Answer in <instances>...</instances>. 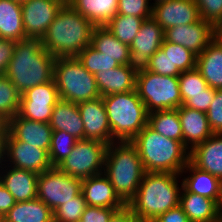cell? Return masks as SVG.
I'll return each mask as SVG.
<instances>
[{"label": "cell", "instance_id": "obj_1", "mask_svg": "<svg viewBox=\"0 0 222 222\" xmlns=\"http://www.w3.org/2000/svg\"><path fill=\"white\" fill-rule=\"evenodd\" d=\"M182 176L175 173L146 172L127 207L140 222H153L160 214L179 205ZM180 186V187H179Z\"/></svg>", "mask_w": 222, "mask_h": 222}, {"label": "cell", "instance_id": "obj_2", "mask_svg": "<svg viewBox=\"0 0 222 222\" xmlns=\"http://www.w3.org/2000/svg\"><path fill=\"white\" fill-rule=\"evenodd\" d=\"M54 61L55 57L42 46L40 39L19 40L15 43L14 54L5 75L23 94L53 79Z\"/></svg>", "mask_w": 222, "mask_h": 222}, {"label": "cell", "instance_id": "obj_3", "mask_svg": "<svg viewBox=\"0 0 222 222\" xmlns=\"http://www.w3.org/2000/svg\"><path fill=\"white\" fill-rule=\"evenodd\" d=\"M95 26L66 3L41 39L42 46L55 58L76 57L91 44Z\"/></svg>", "mask_w": 222, "mask_h": 222}, {"label": "cell", "instance_id": "obj_4", "mask_svg": "<svg viewBox=\"0 0 222 222\" xmlns=\"http://www.w3.org/2000/svg\"><path fill=\"white\" fill-rule=\"evenodd\" d=\"M137 149L145 172L180 174L190 151L181 141L166 138L148 124L130 141Z\"/></svg>", "mask_w": 222, "mask_h": 222}, {"label": "cell", "instance_id": "obj_5", "mask_svg": "<svg viewBox=\"0 0 222 222\" xmlns=\"http://www.w3.org/2000/svg\"><path fill=\"white\" fill-rule=\"evenodd\" d=\"M145 173L137 149L130 141L107 146L103 174L126 204L135 196Z\"/></svg>", "mask_w": 222, "mask_h": 222}, {"label": "cell", "instance_id": "obj_6", "mask_svg": "<svg viewBox=\"0 0 222 222\" xmlns=\"http://www.w3.org/2000/svg\"><path fill=\"white\" fill-rule=\"evenodd\" d=\"M114 142L131 141L148 124V111L136 90L102 96Z\"/></svg>", "mask_w": 222, "mask_h": 222}, {"label": "cell", "instance_id": "obj_7", "mask_svg": "<svg viewBox=\"0 0 222 222\" xmlns=\"http://www.w3.org/2000/svg\"><path fill=\"white\" fill-rule=\"evenodd\" d=\"M53 78L61 100L78 104L101 97L94 74L77 57H56Z\"/></svg>", "mask_w": 222, "mask_h": 222}, {"label": "cell", "instance_id": "obj_8", "mask_svg": "<svg viewBox=\"0 0 222 222\" xmlns=\"http://www.w3.org/2000/svg\"><path fill=\"white\" fill-rule=\"evenodd\" d=\"M135 90L148 113L182 106L178 77L163 76L146 70L136 74Z\"/></svg>", "mask_w": 222, "mask_h": 222}, {"label": "cell", "instance_id": "obj_9", "mask_svg": "<svg viewBox=\"0 0 222 222\" xmlns=\"http://www.w3.org/2000/svg\"><path fill=\"white\" fill-rule=\"evenodd\" d=\"M107 146L97 140H77L71 154L57 167L67 175L81 180L102 174Z\"/></svg>", "mask_w": 222, "mask_h": 222}, {"label": "cell", "instance_id": "obj_10", "mask_svg": "<svg viewBox=\"0 0 222 222\" xmlns=\"http://www.w3.org/2000/svg\"><path fill=\"white\" fill-rule=\"evenodd\" d=\"M82 181L52 167L38 175L37 198L54 211L82 192Z\"/></svg>", "mask_w": 222, "mask_h": 222}, {"label": "cell", "instance_id": "obj_11", "mask_svg": "<svg viewBox=\"0 0 222 222\" xmlns=\"http://www.w3.org/2000/svg\"><path fill=\"white\" fill-rule=\"evenodd\" d=\"M163 40L164 30L162 27L152 17L145 19L129 46L128 67L136 74L146 71L151 56L161 48Z\"/></svg>", "mask_w": 222, "mask_h": 222}, {"label": "cell", "instance_id": "obj_12", "mask_svg": "<svg viewBox=\"0 0 222 222\" xmlns=\"http://www.w3.org/2000/svg\"><path fill=\"white\" fill-rule=\"evenodd\" d=\"M60 100L54 78L36 85L21 95L18 115L29 120L49 123L55 104Z\"/></svg>", "mask_w": 222, "mask_h": 222}, {"label": "cell", "instance_id": "obj_13", "mask_svg": "<svg viewBox=\"0 0 222 222\" xmlns=\"http://www.w3.org/2000/svg\"><path fill=\"white\" fill-rule=\"evenodd\" d=\"M66 4L64 0H28L21 4L26 39H42L49 25Z\"/></svg>", "mask_w": 222, "mask_h": 222}, {"label": "cell", "instance_id": "obj_14", "mask_svg": "<svg viewBox=\"0 0 222 222\" xmlns=\"http://www.w3.org/2000/svg\"><path fill=\"white\" fill-rule=\"evenodd\" d=\"M5 164L37 174L52 168L49 153L23 141L14 139L9 133L6 138Z\"/></svg>", "mask_w": 222, "mask_h": 222}, {"label": "cell", "instance_id": "obj_15", "mask_svg": "<svg viewBox=\"0 0 222 222\" xmlns=\"http://www.w3.org/2000/svg\"><path fill=\"white\" fill-rule=\"evenodd\" d=\"M214 38L215 27L203 19L193 24L178 25L164 30L165 41L182 45L197 56Z\"/></svg>", "mask_w": 222, "mask_h": 222}, {"label": "cell", "instance_id": "obj_16", "mask_svg": "<svg viewBox=\"0 0 222 222\" xmlns=\"http://www.w3.org/2000/svg\"><path fill=\"white\" fill-rule=\"evenodd\" d=\"M152 18L166 30L199 21L200 13L194 0H166L153 5Z\"/></svg>", "mask_w": 222, "mask_h": 222}, {"label": "cell", "instance_id": "obj_17", "mask_svg": "<svg viewBox=\"0 0 222 222\" xmlns=\"http://www.w3.org/2000/svg\"><path fill=\"white\" fill-rule=\"evenodd\" d=\"M84 124V139L97 140L107 145L113 143L103 98L77 104Z\"/></svg>", "mask_w": 222, "mask_h": 222}, {"label": "cell", "instance_id": "obj_18", "mask_svg": "<svg viewBox=\"0 0 222 222\" xmlns=\"http://www.w3.org/2000/svg\"><path fill=\"white\" fill-rule=\"evenodd\" d=\"M8 133L18 141L26 142L49 153L53 129L49 123L37 122L18 114L5 124Z\"/></svg>", "mask_w": 222, "mask_h": 222}, {"label": "cell", "instance_id": "obj_19", "mask_svg": "<svg viewBox=\"0 0 222 222\" xmlns=\"http://www.w3.org/2000/svg\"><path fill=\"white\" fill-rule=\"evenodd\" d=\"M37 173L4 164L0 168V183L11 193L16 202L37 198Z\"/></svg>", "mask_w": 222, "mask_h": 222}, {"label": "cell", "instance_id": "obj_20", "mask_svg": "<svg viewBox=\"0 0 222 222\" xmlns=\"http://www.w3.org/2000/svg\"><path fill=\"white\" fill-rule=\"evenodd\" d=\"M82 194L88 206L110 209H123L127 206L103 173L84 179Z\"/></svg>", "mask_w": 222, "mask_h": 222}, {"label": "cell", "instance_id": "obj_21", "mask_svg": "<svg viewBox=\"0 0 222 222\" xmlns=\"http://www.w3.org/2000/svg\"><path fill=\"white\" fill-rule=\"evenodd\" d=\"M178 117L182 128L183 145L189 151L214 134L204 112L182 105L178 108Z\"/></svg>", "mask_w": 222, "mask_h": 222}, {"label": "cell", "instance_id": "obj_22", "mask_svg": "<svg viewBox=\"0 0 222 222\" xmlns=\"http://www.w3.org/2000/svg\"><path fill=\"white\" fill-rule=\"evenodd\" d=\"M186 173L187 176L183 175ZM180 175L183 176L182 185L188 192L213 199L222 207V181L219 178L198 169L190 161Z\"/></svg>", "mask_w": 222, "mask_h": 222}, {"label": "cell", "instance_id": "obj_23", "mask_svg": "<svg viewBox=\"0 0 222 222\" xmlns=\"http://www.w3.org/2000/svg\"><path fill=\"white\" fill-rule=\"evenodd\" d=\"M189 161L222 181V134H213L196 145L190 151Z\"/></svg>", "mask_w": 222, "mask_h": 222}, {"label": "cell", "instance_id": "obj_24", "mask_svg": "<svg viewBox=\"0 0 222 222\" xmlns=\"http://www.w3.org/2000/svg\"><path fill=\"white\" fill-rule=\"evenodd\" d=\"M179 206L190 222H222V207L215 200L188 192L184 187Z\"/></svg>", "mask_w": 222, "mask_h": 222}, {"label": "cell", "instance_id": "obj_25", "mask_svg": "<svg viewBox=\"0 0 222 222\" xmlns=\"http://www.w3.org/2000/svg\"><path fill=\"white\" fill-rule=\"evenodd\" d=\"M94 76L101 97L135 90L136 73L128 65L98 71Z\"/></svg>", "mask_w": 222, "mask_h": 222}, {"label": "cell", "instance_id": "obj_26", "mask_svg": "<svg viewBox=\"0 0 222 222\" xmlns=\"http://www.w3.org/2000/svg\"><path fill=\"white\" fill-rule=\"evenodd\" d=\"M196 68L208 86L222 89V41L216 37L197 56Z\"/></svg>", "mask_w": 222, "mask_h": 222}, {"label": "cell", "instance_id": "obj_27", "mask_svg": "<svg viewBox=\"0 0 222 222\" xmlns=\"http://www.w3.org/2000/svg\"><path fill=\"white\" fill-rule=\"evenodd\" d=\"M53 131H65L77 140L84 139V124L76 103L59 100L49 121Z\"/></svg>", "mask_w": 222, "mask_h": 222}, {"label": "cell", "instance_id": "obj_28", "mask_svg": "<svg viewBox=\"0 0 222 222\" xmlns=\"http://www.w3.org/2000/svg\"><path fill=\"white\" fill-rule=\"evenodd\" d=\"M67 3L94 26H105L117 14L118 0H69Z\"/></svg>", "mask_w": 222, "mask_h": 222}, {"label": "cell", "instance_id": "obj_29", "mask_svg": "<svg viewBox=\"0 0 222 222\" xmlns=\"http://www.w3.org/2000/svg\"><path fill=\"white\" fill-rule=\"evenodd\" d=\"M94 49L114 59L119 65H127L130 47L120 42L105 26H95L91 36Z\"/></svg>", "mask_w": 222, "mask_h": 222}, {"label": "cell", "instance_id": "obj_30", "mask_svg": "<svg viewBox=\"0 0 222 222\" xmlns=\"http://www.w3.org/2000/svg\"><path fill=\"white\" fill-rule=\"evenodd\" d=\"M0 38L13 41L26 39L20 3L0 0Z\"/></svg>", "mask_w": 222, "mask_h": 222}, {"label": "cell", "instance_id": "obj_31", "mask_svg": "<svg viewBox=\"0 0 222 222\" xmlns=\"http://www.w3.org/2000/svg\"><path fill=\"white\" fill-rule=\"evenodd\" d=\"M3 222H54L53 211L38 198L16 202Z\"/></svg>", "mask_w": 222, "mask_h": 222}, {"label": "cell", "instance_id": "obj_32", "mask_svg": "<svg viewBox=\"0 0 222 222\" xmlns=\"http://www.w3.org/2000/svg\"><path fill=\"white\" fill-rule=\"evenodd\" d=\"M148 125L164 137L181 141L183 143L178 109H167L149 113Z\"/></svg>", "mask_w": 222, "mask_h": 222}, {"label": "cell", "instance_id": "obj_33", "mask_svg": "<svg viewBox=\"0 0 222 222\" xmlns=\"http://www.w3.org/2000/svg\"><path fill=\"white\" fill-rule=\"evenodd\" d=\"M161 49L171 60V76L196 68L197 55L184 46L163 40Z\"/></svg>", "mask_w": 222, "mask_h": 222}, {"label": "cell", "instance_id": "obj_34", "mask_svg": "<svg viewBox=\"0 0 222 222\" xmlns=\"http://www.w3.org/2000/svg\"><path fill=\"white\" fill-rule=\"evenodd\" d=\"M21 93L6 75H0V121L6 124L18 114Z\"/></svg>", "mask_w": 222, "mask_h": 222}, {"label": "cell", "instance_id": "obj_35", "mask_svg": "<svg viewBox=\"0 0 222 222\" xmlns=\"http://www.w3.org/2000/svg\"><path fill=\"white\" fill-rule=\"evenodd\" d=\"M144 20V18H138L135 16L116 14L105 27L120 42L130 46L133 39L138 34Z\"/></svg>", "mask_w": 222, "mask_h": 222}, {"label": "cell", "instance_id": "obj_36", "mask_svg": "<svg viewBox=\"0 0 222 222\" xmlns=\"http://www.w3.org/2000/svg\"><path fill=\"white\" fill-rule=\"evenodd\" d=\"M76 57L83 64L84 68L94 75L98 71L104 72L119 66L114 59L103 55V53L97 51L91 45H88Z\"/></svg>", "mask_w": 222, "mask_h": 222}, {"label": "cell", "instance_id": "obj_37", "mask_svg": "<svg viewBox=\"0 0 222 222\" xmlns=\"http://www.w3.org/2000/svg\"><path fill=\"white\" fill-rule=\"evenodd\" d=\"M76 141V138L65 131L52 132L49 158L53 167H57L71 154Z\"/></svg>", "mask_w": 222, "mask_h": 222}, {"label": "cell", "instance_id": "obj_38", "mask_svg": "<svg viewBox=\"0 0 222 222\" xmlns=\"http://www.w3.org/2000/svg\"><path fill=\"white\" fill-rule=\"evenodd\" d=\"M178 79L182 102L189 95L207 94L209 86L197 68L181 72Z\"/></svg>", "mask_w": 222, "mask_h": 222}, {"label": "cell", "instance_id": "obj_39", "mask_svg": "<svg viewBox=\"0 0 222 222\" xmlns=\"http://www.w3.org/2000/svg\"><path fill=\"white\" fill-rule=\"evenodd\" d=\"M87 204L82 192L53 211L54 222H76L81 219Z\"/></svg>", "mask_w": 222, "mask_h": 222}, {"label": "cell", "instance_id": "obj_40", "mask_svg": "<svg viewBox=\"0 0 222 222\" xmlns=\"http://www.w3.org/2000/svg\"><path fill=\"white\" fill-rule=\"evenodd\" d=\"M151 0H118L117 14L148 19L152 17Z\"/></svg>", "mask_w": 222, "mask_h": 222}, {"label": "cell", "instance_id": "obj_41", "mask_svg": "<svg viewBox=\"0 0 222 222\" xmlns=\"http://www.w3.org/2000/svg\"><path fill=\"white\" fill-rule=\"evenodd\" d=\"M200 18L214 27L222 20V0H194Z\"/></svg>", "mask_w": 222, "mask_h": 222}, {"label": "cell", "instance_id": "obj_42", "mask_svg": "<svg viewBox=\"0 0 222 222\" xmlns=\"http://www.w3.org/2000/svg\"><path fill=\"white\" fill-rule=\"evenodd\" d=\"M206 115L213 133L222 134V89H215L214 99Z\"/></svg>", "mask_w": 222, "mask_h": 222}, {"label": "cell", "instance_id": "obj_43", "mask_svg": "<svg viewBox=\"0 0 222 222\" xmlns=\"http://www.w3.org/2000/svg\"><path fill=\"white\" fill-rule=\"evenodd\" d=\"M215 96V89L208 87L207 94L189 95L182 105L206 113Z\"/></svg>", "mask_w": 222, "mask_h": 222}, {"label": "cell", "instance_id": "obj_44", "mask_svg": "<svg viewBox=\"0 0 222 222\" xmlns=\"http://www.w3.org/2000/svg\"><path fill=\"white\" fill-rule=\"evenodd\" d=\"M147 70L159 75L171 76V60L168 54H165L161 48L158 49L151 56Z\"/></svg>", "mask_w": 222, "mask_h": 222}, {"label": "cell", "instance_id": "obj_45", "mask_svg": "<svg viewBox=\"0 0 222 222\" xmlns=\"http://www.w3.org/2000/svg\"><path fill=\"white\" fill-rule=\"evenodd\" d=\"M121 209H110L95 206H86L81 220L84 222H108L112 215Z\"/></svg>", "mask_w": 222, "mask_h": 222}, {"label": "cell", "instance_id": "obj_46", "mask_svg": "<svg viewBox=\"0 0 222 222\" xmlns=\"http://www.w3.org/2000/svg\"><path fill=\"white\" fill-rule=\"evenodd\" d=\"M16 41L0 38V75H5L14 54Z\"/></svg>", "mask_w": 222, "mask_h": 222}, {"label": "cell", "instance_id": "obj_47", "mask_svg": "<svg viewBox=\"0 0 222 222\" xmlns=\"http://www.w3.org/2000/svg\"><path fill=\"white\" fill-rule=\"evenodd\" d=\"M153 222H190V220L178 205L177 207L160 214Z\"/></svg>", "mask_w": 222, "mask_h": 222}, {"label": "cell", "instance_id": "obj_48", "mask_svg": "<svg viewBox=\"0 0 222 222\" xmlns=\"http://www.w3.org/2000/svg\"><path fill=\"white\" fill-rule=\"evenodd\" d=\"M16 201L11 193L0 183V218L15 205Z\"/></svg>", "mask_w": 222, "mask_h": 222}, {"label": "cell", "instance_id": "obj_49", "mask_svg": "<svg viewBox=\"0 0 222 222\" xmlns=\"http://www.w3.org/2000/svg\"><path fill=\"white\" fill-rule=\"evenodd\" d=\"M108 222H140L126 206L125 208L116 211Z\"/></svg>", "mask_w": 222, "mask_h": 222}, {"label": "cell", "instance_id": "obj_50", "mask_svg": "<svg viewBox=\"0 0 222 222\" xmlns=\"http://www.w3.org/2000/svg\"><path fill=\"white\" fill-rule=\"evenodd\" d=\"M8 130L4 125L0 129V168L5 164V153H6V138Z\"/></svg>", "mask_w": 222, "mask_h": 222}, {"label": "cell", "instance_id": "obj_51", "mask_svg": "<svg viewBox=\"0 0 222 222\" xmlns=\"http://www.w3.org/2000/svg\"><path fill=\"white\" fill-rule=\"evenodd\" d=\"M215 37L222 41V20L215 26Z\"/></svg>", "mask_w": 222, "mask_h": 222}, {"label": "cell", "instance_id": "obj_52", "mask_svg": "<svg viewBox=\"0 0 222 222\" xmlns=\"http://www.w3.org/2000/svg\"><path fill=\"white\" fill-rule=\"evenodd\" d=\"M152 1V0H151ZM154 2H152V5L156 4V3H159V2H162V1H166V0H153Z\"/></svg>", "mask_w": 222, "mask_h": 222}, {"label": "cell", "instance_id": "obj_53", "mask_svg": "<svg viewBox=\"0 0 222 222\" xmlns=\"http://www.w3.org/2000/svg\"><path fill=\"white\" fill-rule=\"evenodd\" d=\"M12 1H15V2H18L20 4L24 3L25 1H28V0H12Z\"/></svg>", "mask_w": 222, "mask_h": 222}, {"label": "cell", "instance_id": "obj_54", "mask_svg": "<svg viewBox=\"0 0 222 222\" xmlns=\"http://www.w3.org/2000/svg\"><path fill=\"white\" fill-rule=\"evenodd\" d=\"M4 125H5V124L0 121V129H1Z\"/></svg>", "mask_w": 222, "mask_h": 222}]
</instances>
